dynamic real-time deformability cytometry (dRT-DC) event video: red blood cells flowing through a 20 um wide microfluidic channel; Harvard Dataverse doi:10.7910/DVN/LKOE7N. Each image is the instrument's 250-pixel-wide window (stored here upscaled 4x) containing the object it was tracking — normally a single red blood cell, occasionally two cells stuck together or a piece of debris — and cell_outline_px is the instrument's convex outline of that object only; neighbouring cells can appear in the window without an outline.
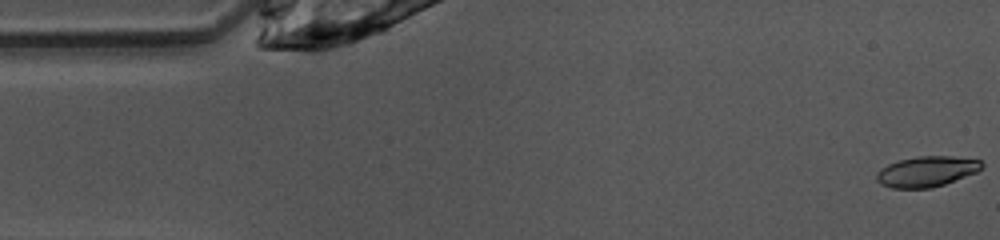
{"species": "common noctule bat (a hibernating species)", "species_latin": "Nyctalus noctula", "temperature_condition": "warm", "stored_images_in_passage": 48, "camera_frame_rate_fps": 3000, "um_per_image_px": 0.085, "animal": {"sex": "female", "body_mass_g": 10.0, "forearm_length_mm": 53.1}, "frame": {"image": 1, "passage_image": 1, "time_ms": 0.0, "image_size_px": [1000, 240], "cell_outline_px": [[984, 164], [976, 172], [944, 184], [932, 188], [892, 188], [880, 184], [876, 180], [876, 172], [880, 168], [888, 164], [900, 160], [920, 156], [952, 156], [980, 160]], "centroid_in_image_um": [78.72, 14.58], "position_along_channel_um": 6.3, "area_um2": 18.61}}
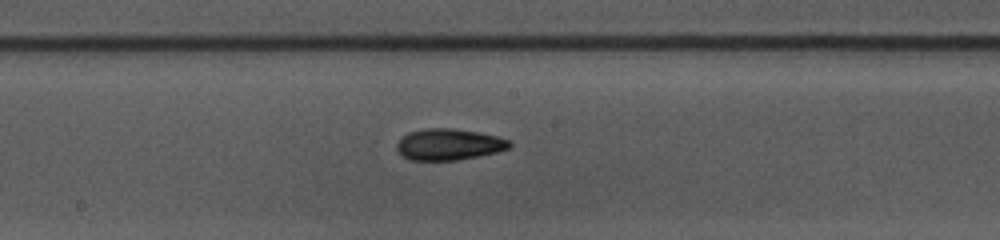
{"frame": {"image": 2, "passage_image": 24, "time_ms": 7.667, "image_size_px": [1000, 240], "cell_outline_px": [[512, 144], [508, 148], [496, 152], [456, 160], [408, 160], [396, 152], [396, 144], [408, 132], [424, 128], [452, 128], [476, 132], [496, 136], [508, 140]], "centroid_in_image_um": [38.08, 12.28], "position_along_channel_um": 210.1, "area_um2": 20.46}}
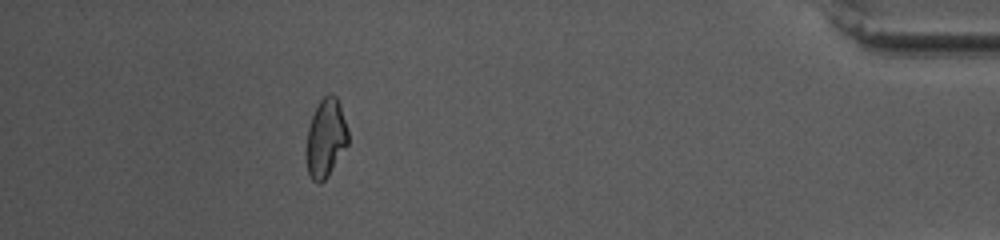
{"frame": {"image": 3, "passage_image": 43, "time_ms": 14.0, "image_size_px": [1000, 240], "cell_outline_px": [[348, 144], [328, 176], [320, 184], [316, 184], [312, 180], [308, 172], [308, 128], [312, 116], [320, 100], [328, 92], [332, 92], [336, 96], [340, 104], [348, 132]], "centroid_in_image_um": [27.72, 11.72], "position_along_channel_um": 407.5, "area_um2": 18.79}, "authors_computed_cell_mechanics": {"area_um2": 19.4786, "velocity_mm_per_s": 4.0505, "shape_relaxation_time_tau1_ms": 3.552, "shape_relaxation_time_tau2_ms": 2.9314, "deformation_change_tau1": 0.152, "deformation_change_tau2": 0.0952}}